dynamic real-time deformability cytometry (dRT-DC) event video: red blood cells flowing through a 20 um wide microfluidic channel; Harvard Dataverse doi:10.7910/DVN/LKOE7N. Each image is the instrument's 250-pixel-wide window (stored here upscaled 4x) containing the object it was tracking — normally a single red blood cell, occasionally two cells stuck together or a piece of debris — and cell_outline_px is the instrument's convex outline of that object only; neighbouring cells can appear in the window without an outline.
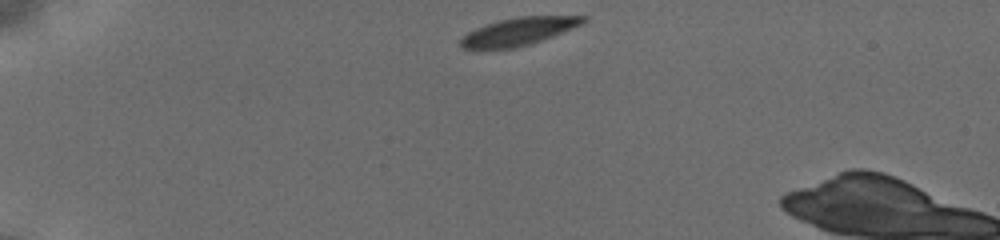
{"species": "common noctule bat (a hibernating species)", "species_latin": "Nyctalus noctula", "temperature_condition": "cold", "stored_images_in_passage": 6, "camera_frame_rate_fps": 3000, "um_per_image_px": 0.085, "animal": {"sex": "female", "body_mass_g": 19.5, "forearm_length_mm": 54.1}, "frame": {"image": 1, "passage_image": 1, "time_ms": 0.0, "image_size_px": [1000, 240], "cell_outline_px": [[588, 20], [580, 24], [552, 36], [532, 44], [512, 48], [464, 48], [460, 44], [460, 40], [468, 32], [476, 28], [500, 20], [516, 16], [588, 16]], "centroid_in_image_um": [44.1, 2.66], "position_along_channel_um": 40.9, "area_um2": 19.36}}